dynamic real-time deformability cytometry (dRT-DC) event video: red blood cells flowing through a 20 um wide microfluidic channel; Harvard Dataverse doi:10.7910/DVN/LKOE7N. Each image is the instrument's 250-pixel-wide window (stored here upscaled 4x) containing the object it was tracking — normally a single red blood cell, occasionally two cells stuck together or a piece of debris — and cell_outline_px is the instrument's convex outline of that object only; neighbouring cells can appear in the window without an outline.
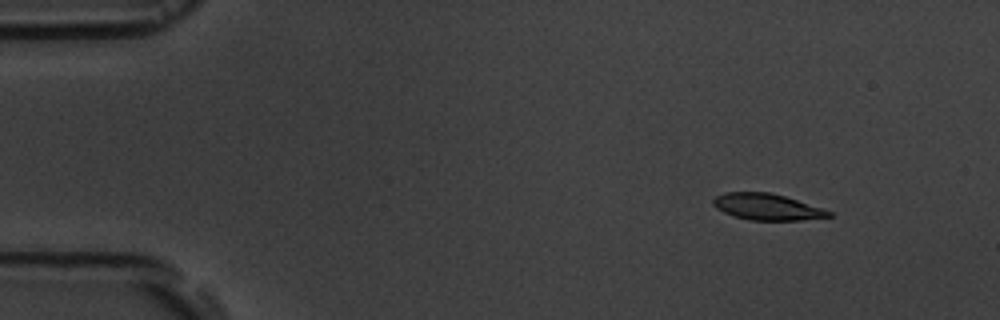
{"species": "common noctule bat (a hibernating species)", "species_latin": "Nyctalus noctula", "temperature_condition": "room temperature", "stored_images_in_passage": 5, "camera_frame_rate_fps": 3000, "um_per_image_px": 0.085, "animal": {"sex": "male", "body_mass_g": 19.5, "forearm_length_mm": 54.6}, "frame": {"image": 1, "passage_image": 2, "time_ms": 2.0, "image_size_px": [1000, 320], "cell_outline_px": [[832, 216], [800, 220], [752, 220], [732, 216], [716, 208], [712, 204], [712, 200], [716, 196], [724, 192], [768, 192], [784, 196], [824, 208], [832, 212]], "centroid_in_image_um": [65.18, 17.58], "position_along_channel_um": 19.8, "area_um2": 17.74}}